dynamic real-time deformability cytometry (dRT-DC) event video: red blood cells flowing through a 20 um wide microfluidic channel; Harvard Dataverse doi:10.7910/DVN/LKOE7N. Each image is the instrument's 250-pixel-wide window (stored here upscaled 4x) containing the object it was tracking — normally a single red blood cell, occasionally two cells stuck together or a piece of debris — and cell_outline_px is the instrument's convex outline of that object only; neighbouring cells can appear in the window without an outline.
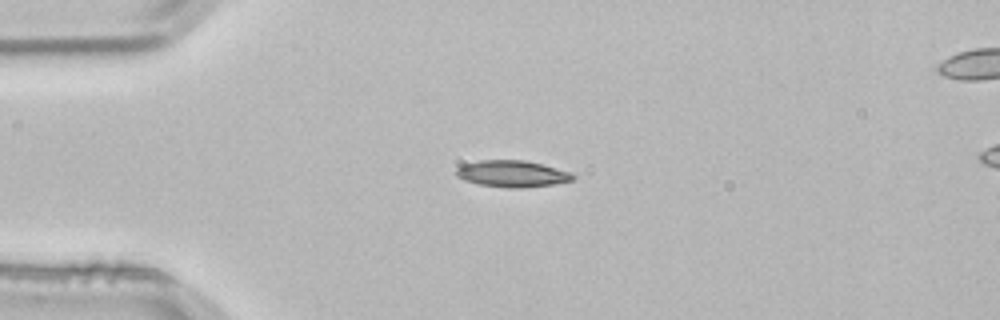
{"species": "common noctule bat (a hibernating species)", "species_latin": "Nyctalus noctula", "temperature_condition": "room temperature", "stored_images_in_passage": 2, "camera_frame_rate_fps": 3000, "um_per_image_px": 0.085, "animal": {"sex": "male", "body_mass_g": 21.5, "forearm_length_mm": 52.0}, "frame": {"image": 1, "passage_image": 1, "time_ms": 0.0, "image_size_px": [1000, 320], "cell_outline_px": [[576, 180], [556, 184], [524, 188], [508, 188], [480, 184], [464, 180], [456, 176], [456, 168], [464, 164], [480, 160], [524, 160], [572, 172], [576, 176]], "centroid_in_image_um": [43.58, 14.78], "position_along_channel_um": 41.4, "area_um2": 18.21}}